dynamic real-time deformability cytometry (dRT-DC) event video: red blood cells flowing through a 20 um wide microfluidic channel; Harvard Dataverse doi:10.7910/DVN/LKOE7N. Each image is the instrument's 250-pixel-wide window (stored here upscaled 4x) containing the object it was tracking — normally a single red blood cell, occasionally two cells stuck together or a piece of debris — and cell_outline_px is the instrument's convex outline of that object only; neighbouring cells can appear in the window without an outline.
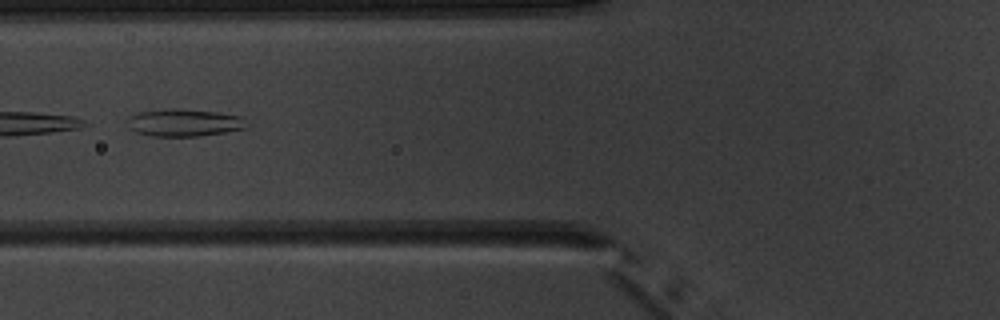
{"species": "common noctule bat (a hibernating species)", "species_latin": "Nyctalus noctula", "temperature_condition": "warm", "stored_images_in_passage": 5, "camera_frame_rate_fps": 3000, "um_per_image_px": 0.085, "animal": {"sex": "male", "body_mass_g": 20.1, "forearm_length_mm": 53.5}, "frame": {"image": 1, "passage_image": 5, "time_ms": 6.333, "image_size_px": [1000, 320], "cell_outline_px": [[248, 128], [200, 136], [152, 136], [136, 132], [128, 128], [124, 124], [128, 116], [140, 112], [168, 108], [176, 108], [220, 112], [244, 116]], "centroid_in_image_um": [15.64, 10.42], "position_along_channel_um": 110.2, "area_um2": 19.48}}